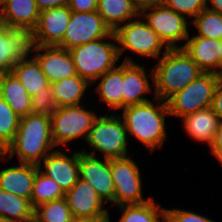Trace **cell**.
I'll list each match as a JSON object with an SVG mask.
<instances>
[{"mask_svg": "<svg viewBox=\"0 0 222 222\" xmlns=\"http://www.w3.org/2000/svg\"><path fill=\"white\" fill-rule=\"evenodd\" d=\"M54 147L50 115L33 112L20 118L14 141L0 153V160L5 163L17 154L20 163L38 165Z\"/></svg>", "mask_w": 222, "mask_h": 222, "instance_id": "obj_1", "label": "cell"}, {"mask_svg": "<svg viewBox=\"0 0 222 222\" xmlns=\"http://www.w3.org/2000/svg\"><path fill=\"white\" fill-rule=\"evenodd\" d=\"M202 73L182 48L165 49L163 56L151 70L150 76L155 86L153 98L166 102Z\"/></svg>", "mask_w": 222, "mask_h": 222, "instance_id": "obj_2", "label": "cell"}, {"mask_svg": "<svg viewBox=\"0 0 222 222\" xmlns=\"http://www.w3.org/2000/svg\"><path fill=\"white\" fill-rule=\"evenodd\" d=\"M154 99L158 102L156 106L151 101L130 105L123 108L120 115L127 134L134 136L151 152L162 147L167 139L165 116H170L167 103L159 98Z\"/></svg>", "mask_w": 222, "mask_h": 222, "instance_id": "obj_3", "label": "cell"}, {"mask_svg": "<svg viewBox=\"0 0 222 222\" xmlns=\"http://www.w3.org/2000/svg\"><path fill=\"white\" fill-rule=\"evenodd\" d=\"M111 39L114 42H106ZM114 31L107 37L82 44L69 50L77 74L91 85L102 75L116 67L119 60Z\"/></svg>", "mask_w": 222, "mask_h": 222, "instance_id": "obj_4", "label": "cell"}, {"mask_svg": "<svg viewBox=\"0 0 222 222\" xmlns=\"http://www.w3.org/2000/svg\"><path fill=\"white\" fill-rule=\"evenodd\" d=\"M128 136L120 114L105 113L96 117L86 143L103 153L102 158H124L128 156Z\"/></svg>", "mask_w": 222, "mask_h": 222, "instance_id": "obj_5", "label": "cell"}, {"mask_svg": "<svg viewBox=\"0 0 222 222\" xmlns=\"http://www.w3.org/2000/svg\"><path fill=\"white\" fill-rule=\"evenodd\" d=\"M222 76L215 73H202L166 103L170 116L183 118L201 109L212 106L214 92Z\"/></svg>", "mask_w": 222, "mask_h": 222, "instance_id": "obj_6", "label": "cell"}, {"mask_svg": "<svg viewBox=\"0 0 222 222\" xmlns=\"http://www.w3.org/2000/svg\"><path fill=\"white\" fill-rule=\"evenodd\" d=\"M97 116L94 111L87 110L84 104L59 107L50 115L55 147H63L68 142L81 137L86 142Z\"/></svg>", "mask_w": 222, "mask_h": 222, "instance_id": "obj_7", "label": "cell"}, {"mask_svg": "<svg viewBox=\"0 0 222 222\" xmlns=\"http://www.w3.org/2000/svg\"><path fill=\"white\" fill-rule=\"evenodd\" d=\"M140 17L139 15L134 21H127L114 31L119 59L126 50L138 54L139 57L159 59L163 47L168 49L155 31L143 19L141 21Z\"/></svg>", "mask_w": 222, "mask_h": 222, "instance_id": "obj_8", "label": "cell"}, {"mask_svg": "<svg viewBox=\"0 0 222 222\" xmlns=\"http://www.w3.org/2000/svg\"><path fill=\"white\" fill-rule=\"evenodd\" d=\"M140 16L144 17L168 49L180 48L176 43L187 40L190 35L187 17L171 10L162 2L141 9Z\"/></svg>", "mask_w": 222, "mask_h": 222, "instance_id": "obj_9", "label": "cell"}, {"mask_svg": "<svg viewBox=\"0 0 222 222\" xmlns=\"http://www.w3.org/2000/svg\"><path fill=\"white\" fill-rule=\"evenodd\" d=\"M110 171L115 185L114 205L142 204V176L139 166L129 156L110 159Z\"/></svg>", "mask_w": 222, "mask_h": 222, "instance_id": "obj_10", "label": "cell"}, {"mask_svg": "<svg viewBox=\"0 0 222 222\" xmlns=\"http://www.w3.org/2000/svg\"><path fill=\"white\" fill-rule=\"evenodd\" d=\"M112 32L97 11H71L68 27L58 46L70 50L82 44L107 37Z\"/></svg>", "mask_w": 222, "mask_h": 222, "instance_id": "obj_11", "label": "cell"}, {"mask_svg": "<svg viewBox=\"0 0 222 222\" xmlns=\"http://www.w3.org/2000/svg\"><path fill=\"white\" fill-rule=\"evenodd\" d=\"M97 157L95 150L91 153L79 151V178L88 182L97 195L114 206L115 185L110 171V159Z\"/></svg>", "mask_w": 222, "mask_h": 222, "instance_id": "obj_12", "label": "cell"}, {"mask_svg": "<svg viewBox=\"0 0 222 222\" xmlns=\"http://www.w3.org/2000/svg\"><path fill=\"white\" fill-rule=\"evenodd\" d=\"M31 32L5 26L0 22V76L31 55Z\"/></svg>", "mask_w": 222, "mask_h": 222, "instance_id": "obj_13", "label": "cell"}, {"mask_svg": "<svg viewBox=\"0 0 222 222\" xmlns=\"http://www.w3.org/2000/svg\"><path fill=\"white\" fill-rule=\"evenodd\" d=\"M70 16L68 5L40 12L38 23L31 32L32 45L58 46L62 42Z\"/></svg>", "mask_w": 222, "mask_h": 222, "instance_id": "obj_14", "label": "cell"}, {"mask_svg": "<svg viewBox=\"0 0 222 222\" xmlns=\"http://www.w3.org/2000/svg\"><path fill=\"white\" fill-rule=\"evenodd\" d=\"M31 54H35L32 56L39 62L50 84L78 75L72 56L65 48L33 45Z\"/></svg>", "mask_w": 222, "mask_h": 222, "instance_id": "obj_15", "label": "cell"}, {"mask_svg": "<svg viewBox=\"0 0 222 222\" xmlns=\"http://www.w3.org/2000/svg\"><path fill=\"white\" fill-rule=\"evenodd\" d=\"M38 168L43 174L54 180L66 194L79 179V152H74L69 157L63 151L53 149L38 164Z\"/></svg>", "mask_w": 222, "mask_h": 222, "instance_id": "obj_16", "label": "cell"}, {"mask_svg": "<svg viewBox=\"0 0 222 222\" xmlns=\"http://www.w3.org/2000/svg\"><path fill=\"white\" fill-rule=\"evenodd\" d=\"M65 198L75 220L109 215L104 207V201L97 195L95 189L80 178L65 194Z\"/></svg>", "mask_w": 222, "mask_h": 222, "instance_id": "obj_17", "label": "cell"}, {"mask_svg": "<svg viewBox=\"0 0 222 222\" xmlns=\"http://www.w3.org/2000/svg\"><path fill=\"white\" fill-rule=\"evenodd\" d=\"M144 66L134 62L130 57L123 61V92L122 109L136 104H142L151 100L143 95L152 92Z\"/></svg>", "mask_w": 222, "mask_h": 222, "instance_id": "obj_18", "label": "cell"}, {"mask_svg": "<svg viewBox=\"0 0 222 222\" xmlns=\"http://www.w3.org/2000/svg\"><path fill=\"white\" fill-rule=\"evenodd\" d=\"M40 11L35 0H2L0 22L5 26L32 32L39 19Z\"/></svg>", "mask_w": 222, "mask_h": 222, "instance_id": "obj_19", "label": "cell"}, {"mask_svg": "<svg viewBox=\"0 0 222 222\" xmlns=\"http://www.w3.org/2000/svg\"><path fill=\"white\" fill-rule=\"evenodd\" d=\"M180 48L204 73L219 75L220 40L189 35Z\"/></svg>", "mask_w": 222, "mask_h": 222, "instance_id": "obj_20", "label": "cell"}, {"mask_svg": "<svg viewBox=\"0 0 222 222\" xmlns=\"http://www.w3.org/2000/svg\"><path fill=\"white\" fill-rule=\"evenodd\" d=\"M38 165L20 163L0 170V189L30 200Z\"/></svg>", "mask_w": 222, "mask_h": 222, "instance_id": "obj_21", "label": "cell"}, {"mask_svg": "<svg viewBox=\"0 0 222 222\" xmlns=\"http://www.w3.org/2000/svg\"><path fill=\"white\" fill-rule=\"evenodd\" d=\"M187 136L198 142L212 144L221 121L212 107L201 109L181 118Z\"/></svg>", "mask_w": 222, "mask_h": 222, "instance_id": "obj_22", "label": "cell"}, {"mask_svg": "<svg viewBox=\"0 0 222 222\" xmlns=\"http://www.w3.org/2000/svg\"><path fill=\"white\" fill-rule=\"evenodd\" d=\"M0 96L20 118L33 113L32 97L12 72L0 76Z\"/></svg>", "mask_w": 222, "mask_h": 222, "instance_id": "obj_23", "label": "cell"}, {"mask_svg": "<svg viewBox=\"0 0 222 222\" xmlns=\"http://www.w3.org/2000/svg\"><path fill=\"white\" fill-rule=\"evenodd\" d=\"M32 55L16 63L11 72L25 87L27 93L33 97L35 94L45 93V88H51L37 59Z\"/></svg>", "mask_w": 222, "mask_h": 222, "instance_id": "obj_24", "label": "cell"}, {"mask_svg": "<svg viewBox=\"0 0 222 222\" xmlns=\"http://www.w3.org/2000/svg\"><path fill=\"white\" fill-rule=\"evenodd\" d=\"M97 12L112 31L140 15V10L131 0H98Z\"/></svg>", "mask_w": 222, "mask_h": 222, "instance_id": "obj_25", "label": "cell"}, {"mask_svg": "<svg viewBox=\"0 0 222 222\" xmlns=\"http://www.w3.org/2000/svg\"><path fill=\"white\" fill-rule=\"evenodd\" d=\"M99 79L101 81L95 86L99 99L111 110L122 109L123 62L114 69L107 71Z\"/></svg>", "mask_w": 222, "mask_h": 222, "instance_id": "obj_26", "label": "cell"}, {"mask_svg": "<svg viewBox=\"0 0 222 222\" xmlns=\"http://www.w3.org/2000/svg\"><path fill=\"white\" fill-rule=\"evenodd\" d=\"M34 210L29 199L0 189V220L34 222Z\"/></svg>", "mask_w": 222, "mask_h": 222, "instance_id": "obj_27", "label": "cell"}, {"mask_svg": "<svg viewBox=\"0 0 222 222\" xmlns=\"http://www.w3.org/2000/svg\"><path fill=\"white\" fill-rule=\"evenodd\" d=\"M91 85L79 75L50 84L52 94L59 107L81 105L87 87Z\"/></svg>", "mask_w": 222, "mask_h": 222, "instance_id": "obj_28", "label": "cell"}, {"mask_svg": "<svg viewBox=\"0 0 222 222\" xmlns=\"http://www.w3.org/2000/svg\"><path fill=\"white\" fill-rule=\"evenodd\" d=\"M122 216L118 222H166V209L151 199L142 204L120 205ZM162 219V220H161Z\"/></svg>", "mask_w": 222, "mask_h": 222, "instance_id": "obj_29", "label": "cell"}, {"mask_svg": "<svg viewBox=\"0 0 222 222\" xmlns=\"http://www.w3.org/2000/svg\"><path fill=\"white\" fill-rule=\"evenodd\" d=\"M63 197H65V193L60 186L38 169L36 171L33 192L30 198L33 208L35 209L41 204Z\"/></svg>", "mask_w": 222, "mask_h": 222, "instance_id": "obj_30", "label": "cell"}, {"mask_svg": "<svg viewBox=\"0 0 222 222\" xmlns=\"http://www.w3.org/2000/svg\"><path fill=\"white\" fill-rule=\"evenodd\" d=\"M34 222H75L65 197L41 204L34 210Z\"/></svg>", "mask_w": 222, "mask_h": 222, "instance_id": "obj_31", "label": "cell"}, {"mask_svg": "<svg viewBox=\"0 0 222 222\" xmlns=\"http://www.w3.org/2000/svg\"><path fill=\"white\" fill-rule=\"evenodd\" d=\"M19 121L20 117L0 96V153H3L14 141Z\"/></svg>", "mask_w": 222, "mask_h": 222, "instance_id": "obj_32", "label": "cell"}, {"mask_svg": "<svg viewBox=\"0 0 222 222\" xmlns=\"http://www.w3.org/2000/svg\"><path fill=\"white\" fill-rule=\"evenodd\" d=\"M196 27V36L222 39V14L205 8L191 22Z\"/></svg>", "mask_w": 222, "mask_h": 222, "instance_id": "obj_33", "label": "cell"}, {"mask_svg": "<svg viewBox=\"0 0 222 222\" xmlns=\"http://www.w3.org/2000/svg\"><path fill=\"white\" fill-rule=\"evenodd\" d=\"M161 2L171 10L193 18L207 7L206 0H161Z\"/></svg>", "mask_w": 222, "mask_h": 222, "instance_id": "obj_34", "label": "cell"}, {"mask_svg": "<svg viewBox=\"0 0 222 222\" xmlns=\"http://www.w3.org/2000/svg\"><path fill=\"white\" fill-rule=\"evenodd\" d=\"M32 110L34 113L53 114L59 106L52 94L51 88H45V93L35 94L32 99Z\"/></svg>", "mask_w": 222, "mask_h": 222, "instance_id": "obj_35", "label": "cell"}, {"mask_svg": "<svg viewBox=\"0 0 222 222\" xmlns=\"http://www.w3.org/2000/svg\"><path fill=\"white\" fill-rule=\"evenodd\" d=\"M166 222H216L199 213L178 208H166Z\"/></svg>", "mask_w": 222, "mask_h": 222, "instance_id": "obj_36", "label": "cell"}, {"mask_svg": "<svg viewBox=\"0 0 222 222\" xmlns=\"http://www.w3.org/2000/svg\"><path fill=\"white\" fill-rule=\"evenodd\" d=\"M68 7L72 12H93L97 11L98 0H69Z\"/></svg>", "mask_w": 222, "mask_h": 222, "instance_id": "obj_37", "label": "cell"}, {"mask_svg": "<svg viewBox=\"0 0 222 222\" xmlns=\"http://www.w3.org/2000/svg\"><path fill=\"white\" fill-rule=\"evenodd\" d=\"M211 107L222 122V78L216 86Z\"/></svg>", "mask_w": 222, "mask_h": 222, "instance_id": "obj_38", "label": "cell"}, {"mask_svg": "<svg viewBox=\"0 0 222 222\" xmlns=\"http://www.w3.org/2000/svg\"><path fill=\"white\" fill-rule=\"evenodd\" d=\"M40 12L55 7L67 6L69 0H35Z\"/></svg>", "mask_w": 222, "mask_h": 222, "instance_id": "obj_39", "label": "cell"}, {"mask_svg": "<svg viewBox=\"0 0 222 222\" xmlns=\"http://www.w3.org/2000/svg\"><path fill=\"white\" fill-rule=\"evenodd\" d=\"M210 149H222V122L219 126V129L215 133L214 140L210 145Z\"/></svg>", "mask_w": 222, "mask_h": 222, "instance_id": "obj_40", "label": "cell"}, {"mask_svg": "<svg viewBox=\"0 0 222 222\" xmlns=\"http://www.w3.org/2000/svg\"><path fill=\"white\" fill-rule=\"evenodd\" d=\"M139 10L161 2V0H131Z\"/></svg>", "mask_w": 222, "mask_h": 222, "instance_id": "obj_41", "label": "cell"}, {"mask_svg": "<svg viewBox=\"0 0 222 222\" xmlns=\"http://www.w3.org/2000/svg\"><path fill=\"white\" fill-rule=\"evenodd\" d=\"M207 9L222 14V0H206ZM208 1L211 3V7L208 5Z\"/></svg>", "mask_w": 222, "mask_h": 222, "instance_id": "obj_42", "label": "cell"}, {"mask_svg": "<svg viewBox=\"0 0 222 222\" xmlns=\"http://www.w3.org/2000/svg\"><path fill=\"white\" fill-rule=\"evenodd\" d=\"M110 215H105L101 217H96L93 219H82V220H75V222H110Z\"/></svg>", "mask_w": 222, "mask_h": 222, "instance_id": "obj_43", "label": "cell"}, {"mask_svg": "<svg viewBox=\"0 0 222 222\" xmlns=\"http://www.w3.org/2000/svg\"><path fill=\"white\" fill-rule=\"evenodd\" d=\"M211 152L222 164V149H211Z\"/></svg>", "mask_w": 222, "mask_h": 222, "instance_id": "obj_44", "label": "cell"}, {"mask_svg": "<svg viewBox=\"0 0 222 222\" xmlns=\"http://www.w3.org/2000/svg\"><path fill=\"white\" fill-rule=\"evenodd\" d=\"M219 75L222 76V39L220 40Z\"/></svg>", "mask_w": 222, "mask_h": 222, "instance_id": "obj_45", "label": "cell"}]
</instances>
